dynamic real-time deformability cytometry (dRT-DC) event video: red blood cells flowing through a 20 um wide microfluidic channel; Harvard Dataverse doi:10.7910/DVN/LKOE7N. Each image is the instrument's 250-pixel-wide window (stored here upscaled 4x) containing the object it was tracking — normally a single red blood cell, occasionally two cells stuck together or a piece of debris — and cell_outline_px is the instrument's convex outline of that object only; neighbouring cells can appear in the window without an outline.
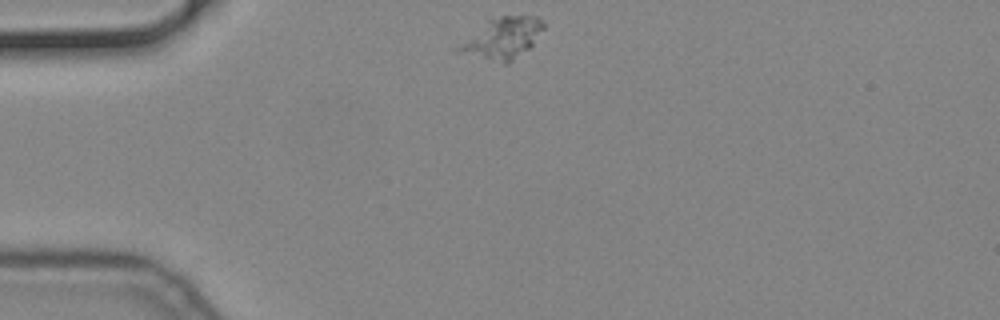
{"species": "common noctule bat (a hibernating species)", "species_latin": "Nyctalus noctula", "temperature_condition": "cold", "stored_images_in_passage": 26, "camera_frame_rate_fps": 3000, "um_per_image_px": 0.085, "animal": {"sex": "male", "body_mass_g": 19.2, "forearm_length_mm": 51.8}, "frame": {"image": 1, "passage_image": 1, "time_ms": 0.0, "image_size_px": [1000, 320], "cell_outline_px": [[544, 28], [532, 44], [528, 48], [508, 64], [504, 64], [452, 48], [488, 16], [536, 16], [544, 24]], "centroid_in_image_um": [42.64, 3.2], "position_along_channel_um": 42.4, "area_um2": 20.4}}
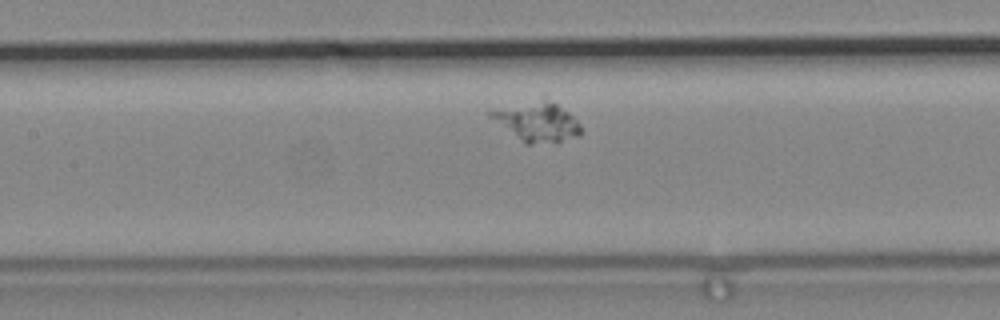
{"frame": {"image": 2, "passage_image": 14, "time_ms": 4.333, "image_size_px": [1000, 320], "cell_outline_px": [[584, 132], [580, 136], [560, 140], [532, 144], [524, 144], [488, 116], [484, 112], [488, 108], [544, 92], [568, 112], [580, 124]], "centroid_in_image_um": [45.54, 10.18], "position_along_channel_um": 161.9, "area_um2": 22.72}}
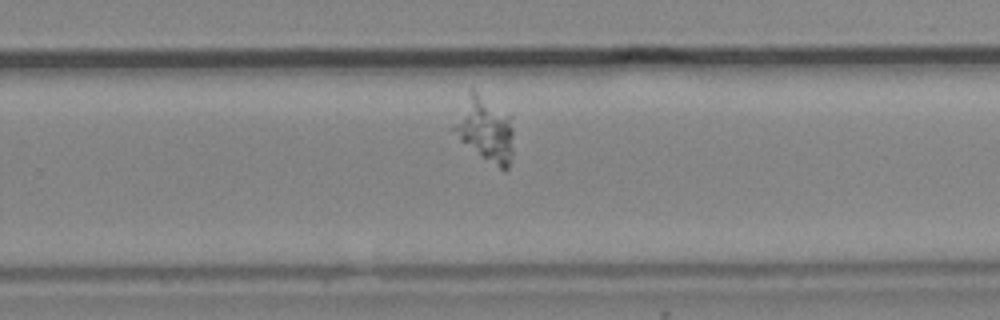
{"frame": {"image": 3, "passage_image": 25, "time_ms": 8.0, "image_size_px": [1000, 320], "cell_outline_px": [[512, 156], [508, 168], [500, 168], [480, 156], [460, 140], [448, 128], [468, 88], [472, 88], [512, 116]], "centroid_in_image_um": [41.16, 10.92], "position_along_channel_um": 288.6, "area_um2": 23.18}}